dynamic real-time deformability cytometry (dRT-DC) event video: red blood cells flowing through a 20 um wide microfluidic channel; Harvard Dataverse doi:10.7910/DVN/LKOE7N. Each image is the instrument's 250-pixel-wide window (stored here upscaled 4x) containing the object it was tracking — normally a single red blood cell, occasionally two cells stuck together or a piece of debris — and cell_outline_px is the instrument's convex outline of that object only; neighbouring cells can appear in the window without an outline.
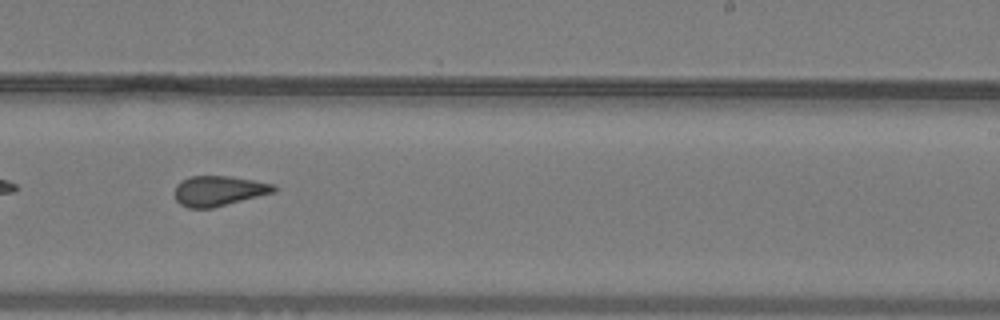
{"species": "common noctule bat (a hibernating species)", "species_latin": "Nyctalus noctula", "temperature_condition": "warm", "stored_images_in_passage": 35, "camera_frame_rate_fps": 3000, "um_per_image_px": 0.085, "animal": {"sex": "male", "body_mass_g": 19.2, "forearm_length_mm": 51.8}, "frame": {"image": 1, "passage_image": 16, "time_ms": 5.0, "image_size_px": [1000, 320], "cell_outline_px": [[276, 192], [212, 208], [188, 208], [180, 204], [176, 200], [172, 192], [176, 184], [180, 180], [192, 176], [228, 176], [276, 184]], "centroid_in_image_um": [18.55, 16.22], "position_along_channel_um": 270.4, "area_um2": 17.63}}
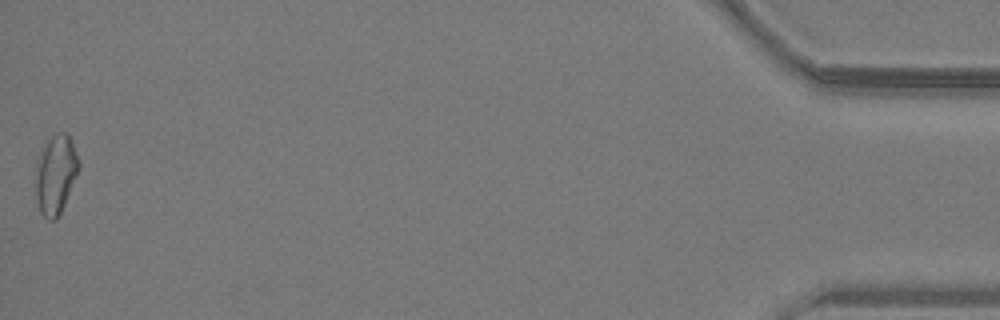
{"frame": {"image": 2, "passage_image": 35, "time_ms": 11.333, "image_size_px": [1000, 320], "cell_outline_px": [[80, 168], [64, 204], [56, 220], [48, 220], [40, 212], [36, 196], [36, 176], [40, 160], [44, 148], [48, 140], [56, 132], [68, 132], [72, 140], [80, 160]], "centroid_in_image_um": [4.79, 14.82], "position_along_channel_um": 430.4, "area_um2": 19.48}, "authors_computed_cell_mechanics": {"area_um2": 17.7446, "velocity_mm_per_s": 4.0438, "shape_relaxation_time_tau1_ms": null, "shape_relaxation_time_tau2_ms": 2.5781, "deformation_change_tau1": null, "deformation_change_tau2": 0.086}}